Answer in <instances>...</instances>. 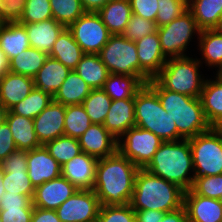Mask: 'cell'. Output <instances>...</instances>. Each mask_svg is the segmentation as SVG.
Wrapping results in <instances>:
<instances>
[{"instance_id":"cell-1","label":"cell","mask_w":222,"mask_h":222,"mask_svg":"<svg viewBox=\"0 0 222 222\" xmlns=\"http://www.w3.org/2000/svg\"><path fill=\"white\" fill-rule=\"evenodd\" d=\"M139 169L118 150L111 156L98 159L93 191L100 204H129Z\"/></svg>"},{"instance_id":"cell-2","label":"cell","mask_w":222,"mask_h":222,"mask_svg":"<svg viewBox=\"0 0 222 222\" xmlns=\"http://www.w3.org/2000/svg\"><path fill=\"white\" fill-rule=\"evenodd\" d=\"M144 169L184 191L190 190L195 174L189 139L163 142Z\"/></svg>"},{"instance_id":"cell-3","label":"cell","mask_w":222,"mask_h":222,"mask_svg":"<svg viewBox=\"0 0 222 222\" xmlns=\"http://www.w3.org/2000/svg\"><path fill=\"white\" fill-rule=\"evenodd\" d=\"M147 84L157 93L163 109L174 120L178 140L190 139L211 128L204 115L199 97H189L164 89L154 78Z\"/></svg>"},{"instance_id":"cell-4","label":"cell","mask_w":222,"mask_h":222,"mask_svg":"<svg viewBox=\"0 0 222 222\" xmlns=\"http://www.w3.org/2000/svg\"><path fill=\"white\" fill-rule=\"evenodd\" d=\"M184 190L177 184L140 168L130 201L134 210L171 212L183 206Z\"/></svg>"},{"instance_id":"cell-5","label":"cell","mask_w":222,"mask_h":222,"mask_svg":"<svg viewBox=\"0 0 222 222\" xmlns=\"http://www.w3.org/2000/svg\"><path fill=\"white\" fill-rule=\"evenodd\" d=\"M190 56L168 58L154 79L169 91L194 98L200 97L207 77L202 74L201 68L204 66L197 56Z\"/></svg>"},{"instance_id":"cell-6","label":"cell","mask_w":222,"mask_h":222,"mask_svg":"<svg viewBox=\"0 0 222 222\" xmlns=\"http://www.w3.org/2000/svg\"><path fill=\"white\" fill-rule=\"evenodd\" d=\"M135 126L151 131L165 141H177V126L169 116L157 93L145 84L134 99Z\"/></svg>"},{"instance_id":"cell-7","label":"cell","mask_w":222,"mask_h":222,"mask_svg":"<svg viewBox=\"0 0 222 222\" xmlns=\"http://www.w3.org/2000/svg\"><path fill=\"white\" fill-rule=\"evenodd\" d=\"M195 176L222 174V128L211 127L189 139Z\"/></svg>"},{"instance_id":"cell-8","label":"cell","mask_w":222,"mask_h":222,"mask_svg":"<svg viewBox=\"0 0 222 222\" xmlns=\"http://www.w3.org/2000/svg\"><path fill=\"white\" fill-rule=\"evenodd\" d=\"M192 13L187 10L169 24L158 27L162 52L167 58L188 56V46L200 34ZM197 36V37H196ZM196 37V38H195ZM187 49V50H186Z\"/></svg>"},{"instance_id":"cell-9","label":"cell","mask_w":222,"mask_h":222,"mask_svg":"<svg viewBox=\"0 0 222 222\" xmlns=\"http://www.w3.org/2000/svg\"><path fill=\"white\" fill-rule=\"evenodd\" d=\"M110 73L139 77V60L135 42L122 34L111 35L99 52Z\"/></svg>"},{"instance_id":"cell-10","label":"cell","mask_w":222,"mask_h":222,"mask_svg":"<svg viewBox=\"0 0 222 222\" xmlns=\"http://www.w3.org/2000/svg\"><path fill=\"white\" fill-rule=\"evenodd\" d=\"M164 141L149 130L131 127L117 140V150L139 168H145Z\"/></svg>"},{"instance_id":"cell-11","label":"cell","mask_w":222,"mask_h":222,"mask_svg":"<svg viewBox=\"0 0 222 222\" xmlns=\"http://www.w3.org/2000/svg\"><path fill=\"white\" fill-rule=\"evenodd\" d=\"M84 54H99L112 35L98 13L85 12L67 27Z\"/></svg>"},{"instance_id":"cell-12","label":"cell","mask_w":222,"mask_h":222,"mask_svg":"<svg viewBox=\"0 0 222 222\" xmlns=\"http://www.w3.org/2000/svg\"><path fill=\"white\" fill-rule=\"evenodd\" d=\"M100 207L93 190L78 189L55 211L61 222H97Z\"/></svg>"},{"instance_id":"cell-13","label":"cell","mask_w":222,"mask_h":222,"mask_svg":"<svg viewBox=\"0 0 222 222\" xmlns=\"http://www.w3.org/2000/svg\"><path fill=\"white\" fill-rule=\"evenodd\" d=\"M139 60V78L147 84L163 68L167 57L162 52L157 31L135 42Z\"/></svg>"},{"instance_id":"cell-14","label":"cell","mask_w":222,"mask_h":222,"mask_svg":"<svg viewBox=\"0 0 222 222\" xmlns=\"http://www.w3.org/2000/svg\"><path fill=\"white\" fill-rule=\"evenodd\" d=\"M27 174L36 188L61 176V165L49 154L44 145L27 151Z\"/></svg>"},{"instance_id":"cell-15","label":"cell","mask_w":222,"mask_h":222,"mask_svg":"<svg viewBox=\"0 0 222 222\" xmlns=\"http://www.w3.org/2000/svg\"><path fill=\"white\" fill-rule=\"evenodd\" d=\"M77 190L66 178L60 176L37 186L34 190L32 204L34 207L56 210Z\"/></svg>"},{"instance_id":"cell-16","label":"cell","mask_w":222,"mask_h":222,"mask_svg":"<svg viewBox=\"0 0 222 222\" xmlns=\"http://www.w3.org/2000/svg\"><path fill=\"white\" fill-rule=\"evenodd\" d=\"M98 158L84 152L61 166V176L77 189L93 190Z\"/></svg>"},{"instance_id":"cell-17","label":"cell","mask_w":222,"mask_h":222,"mask_svg":"<svg viewBox=\"0 0 222 222\" xmlns=\"http://www.w3.org/2000/svg\"><path fill=\"white\" fill-rule=\"evenodd\" d=\"M183 206L188 222H222V203L218 199L184 191Z\"/></svg>"},{"instance_id":"cell-18","label":"cell","mask_w":222,"mask_h":222,"mask_svg":"<svg viewBox=\"0 0 222 222\" xmlns=\"http://www.w3.org/2000/svg\"><path fill=\"white\" fill-rule=\"evenodd\" d=\"M65 105L52 102L33 119L39 142H46L64 135Z\"/></svg>"},{"instance_id":"cell-19","label":"cell","mask_w":222,"mask_h":222,"mask_svg":"<svg viewBox=\"0 0 222 222\" xmlns=\"http://www.w3.org/2000/svg\"><path fill=\"white\" fill-rule=\"evenodd\" d=\"M78 141L82 152L98 159L117 151V139L102 124L92 123Z\"/></svg>"},{"instance_id":"cell-20","label":"cell","mask_w":222,"mask_h":222,"mask_svg":"<svg viewBox=\"0 0 222 222\" xmlns=\"http://www.w3.org/2000/svg\"><path fill=\"white\" fill-rule=\"evenodd\" d=\"M214 75L206 78L199 98L210 126L222 128V79Z\"/></svg>"},{"instance_id":"cell-21","label":"cell","mask_w":222,"mask_h":222,"mask_svg":"<svg viewBox=\"0 0 222 222\" xmlns=\"http://www.w3.org/2000/svg\"><path fill=\"white\" fill-rule=\"evenodd\" d=\"M25 26L30 47L45 52L48 55L60 33L66 28L54 18L36 23H20Z\"/></svg>"},{"instance_id":"cell-22","label":"cell","mask_w":222,"mask_h":222,"mask_svg":"<svg viewBox=\"0 0 222 222\" xmlns=\"http://www.w3.org/2000/svg\"><path fill=\"white\" fill-rule=\"evenodd\" d=\"M103 125L117 140L134 127V99L112 100Z\"/></svg>"},{"instance_id":"cell-23","label":"cell","mask_w":222,"mask_h":222,"mask_svg":"<svg viewBox=\"0 0 222 222\" xmlns=\"http://www.w3.org/2000/svg\"><path fill=\"white\" fill-rule=\"evenodd\" d=\"M34 88V79L21 74L7 72L0 79V103L7 110L22 101Z\"/></svg>"},{"instance_id":"cell-24","label":"cell","mask_w":222,"mask_h":222,"mask_svg":"<svg viewBox=\"0 0 222 222\" xmlns=\"http://www.w3.org/2000/svg\"><path fill=\"white\" fill-rule=\"evenodd\" d=\"M197 50L202 56L199 62L205 68L214 69L218 73L222 69V33L219 29L201 30L198 37Z\"/></svg>"},{"instance_id":"cell-25","label":"cell","mask_w":222,"mask_h":222,"mask_svg":"<svg viewBox=\"0 0 222 222\" xmlns=\"http://www.w3.org/2000/svg\"><path fill=\"white\" fill-rule=\"evenodd\" d=\"M70 72L71 70L60 61L48 56L44 65L33 78L34 87L49 93L53 97Z\"/></svg>"},{"instance_id":"cell-26","label":"cell","mask_w":222,"mask_h":222,"mask_svg":"<svg viewBox=\"0 0 222 222\" xmlns=\"http://www.w3.org/2000/svg\"><path fill=\"white\" fill-rule=\"evenodd\" d=\"M6 122L10 127L17 149L30 151L42 146L35 133L33 119L19 116L8 110Z\"/></svg>"},{"instance_id":"cell-27","label":"cell","mask_w":222,"mask_h":222,"mask_svg":"<svg viewBox=\"0 0 222 222\" xmlns=\"http://www.w3.org/2000/svg\"><path fill=\"white\" fill-rule=\"evenodd\" d=\"M188 10L200 30L219 28L222 21V0H188Z\"/></svg>"},{"instance_id":"cell-28","label":"cell","mask_w":222,"mask_h":222,"mask_svg":"<svg viewBox=\"0 0 222 222\" xmlns=\"http://www.w3.org/2000/svg\"><path fill=\"white\" fill-rule=\"evenodd\" d=\"M0 48L9 58L30 48L25 26L18 22H6L0 28Z\"/></svg>"},{"instance_id":"cell-29","label":"cell","mask_w":222,"mask_h":222,"mask_svg":"<svg viewBox=\"0 0 222 222\" xmlns=\"http://www.w3.org/2000/svg\"><path fill=\"white\" fill-rule=\"evenodd\" d=\"M112 35L122 34L126 28L132 9L129 0H110L97 12Z\"/></svg>"},{"instance_id":"cell-30","label":"cell","mask_w":222,"mask_h":222,"mask_svg":"<svg viewBox=\"0 0 222 222\" xmlns=\"http://www.w3.org/2000/svg\"><path fill=\"white\" fill-rule=\"evenodd\" d=\"M83 55L84 52L73 38L72 33L65 28L55 41L49 57L60 61L70 70H74Z\"/></svg>"},{"instance_id":"cell-31","label":"cell","mask_w":222,"mask_h":222,"mask_svg":"<svg viewBox=\"0 0 222 222\" xmlns=\"http://www.w3.org/2000/svg\"><path fill=\"white\" fill-rule=\"evenodd\" d=\"M91 90L92 88L74 70H71L54 94L53 101L65 106L82 104Z\"/></svg>"},{"instance_id":"cell-32","label":"cell","mask_w":222,"mask_h":222,"mask_svg":"<svg viewBox=\"0 0 222 222\" xmlns=\"http://www.w3.org/2000/svg\"><path fill=\"white\" fill-rule=\"evenodd\" d=\"M144 85L137 76L110 73L102 89L112 100L135 99V95Z\"/></svg>"},{"instance_id":"cell-33","label":"cell","mask_w":222,"mask_h":222,"mask_svg":"<svg viewBox=\"0 0 222 222\" xmlns=\"http://www.w3.org/2000/svg\"><path fill=\"white\" fill-rule=\"evenodd\" d=\"M74 71L92 89H102L110 74L99 54H84Z\"/></svg>"},{"instance_id":"cell-34","label":"cell","mask_w":222,"mask_h":222,"mask_svg":"<svg viewBox=\"0 0 222 222\" xmlns=\"http://www.w3.org/2000/svg\"><path fill=\"white\" fill-rule=\"evenodd\" d=\"M48 56L47 53L30 47L9 60V72L34 78Z\"/></svg>"},{"instance_id":"cell-35","label":"cell","mask_w":222,"mask_h":222,"mask_svg":"<svg viewBox=\"0 0 222 222\" xmlns=\"http://www.w3.org/2000/svg\"><path fill=\"white\" fill-rule=\"evenodd\" d=\"M53 100V97L41 89L34 87L22 101L15 104L9 110L19 116L34 119Z\"/></svg>"},{"instance_id":"cell-36","label":"cell","mask_w":222,"mask_h":222,"mask_svg":"<svg viewBox=\"0 0 222 222\" xmlns=\"http://www.w3.org/2000/svg\"><path fill=\"white\" fill-rule=\"evenodd\" d=\"M91 124L82 104L65 106L64 135L78 139Z\"/></svg>"},{"instance_id":"cell-37","label":"cell","mask_w":222,"mask_h":222,"mask_svg":"<svg viewBox=\"0 0 222 222\" xmlns=\"http://www.w3.org/2000/svg\"><path fill=\"white\" fill-rule=\"evenodd\" d=\"M44 146L61 166L82 153L78 139L66 135L48 141Z\"/></svg>"},{"instance_id":"cell-38","label":"cell","mask_w":222,"mask_h":222,"mask_svg":"<svg viewBox=\"0 0 222 222\" xmlns=\"http://www.w3.org/2000/svg\"><path fill=\"white\" fill-rule=\"evenodd\" d=\"M112 99L103 89H92L82 105L92 123L102 124L108 114Z\"/></svg>"},{"instance_id":"cell-39","label":"cell","mask_w":222,"mask_h":222,"mask_svg":"<svg viewBox=\"0 0 222 222\" xmlns=\"http://www.w3.org/2000/svg\"><path fill=\"white\" fill-rule=\"evenodd\" d=\"M53 18L66 28L85 13L80 0H50Z\"/></svg>"},{"instance_id":"cell-40","label":"cell","mask_w":222,"mask_h":222,"mask_svg":"<svg viewBox=\"0 0 222 222\" xmlns=\"http://www.w3.org/2000/svg\"><path fill=\"white\" fill-rule=\"evenodd\" d=\"M3 187L5 192L29 196L34 195V186L27 174V170L3 171Z\"/></svg>"},{"instance_id":"cell-41","label":"cell","mask_w":222,"mask_h":222,"mask_svg":"<svg viewBox=\"0 0 222 222\" xmlns=\"http://www.w3.org/2000/svg\"><path fill=\"white\" fill-rule=\"evenodd\" d=\"M156 26L161 27L181 16L188 10L187 0H158Z\"/></svg>"},{"instance_id":"cell-42","label":"cell","mask_w":222,"mask_h":222,"mask_svg":"<svg viewBox=\"0 0 222 222\" xmlns=\"http://www.w3.org/2000/svg\"><path fill=\"white\" fill-rule=\"evenodd\" d=\"M52 18L50 0H26L24 12L18 23H36Z\"/></svg>"},{"instance_id":"cell-43","label":"cell","mask_w":222,"mask_h":222,"mask_svg":"<svg viewBox=\"0 0 222 222\" xmlns=\"http://www.w3.org/2000/svg\"><path fill=\"white\" fill-rule=\"evenodd\" d=\"M157 31L156 22L132 14L122 35L133 42Z\"/></svg>"},{"instance_id":"cell-44","label":"cell","mask_w":222,"mask_h":222,"mask_svg":"<svg viewBox=\"0 0 222 222\" xmlns=\"http://www.w3.org/2000/svg\"><path fill=\"white\" fill-rule=\"evenodd\" d=\"M97 222H135L134 209L127 205H101Z\"/></svg>"},{"instance_id":"cell-45","label":"cell","mask_w":222,"mask_h":222,"mask_svg":"<svg viewBox=\"0 0 222 222\" xmlns=\"http://www.w3.org/2000/svg\"><path fill=\"white\" fill-rule=\"evenodd\" d=\"M191 189L197 195L218 199L222 193V174L213 176H195Z\"/></svg>"},{"instance_id":"cell-46","label":"cell","mask_w":222,"mask_h":222,"mask_svg":"<svg viewBox=\"0 0 222 222\" xmlns=\"http://www.w3.org/2000/svg\"><path fill=\"white\" fill-rule=\"evenodd\" d=\"M26 0H0V19L6 22H18L24 12Z\"/></svg>"},{"instance_id":"cell-47","label":"cell","mask_w":222,"mask_h":222,"mask_svg":"<svg viewBox=\"0 0 222 222\" xmlns=\"http://www.w3.org/2000/svg\"><path fill=\"white\" fill-rule=\"evenodd\" d=\"M131 4L132 14L139 15L144 19L151 21L156 20L158 12V0H129Z\"/></svg>"},{"instance_id":"cell-48","label":"cell","mask_w":222,"mask_h":222,"mask_svg":"<svg viewBox=\"0 0 222 222\" xmlns=\"http://www.w3.org/2000/svg\"><path fill=\"white\" fill-rule=\"evenodd\" d=\"M2 171L27 170V151L15 150L0 163Z\"/></svg>"},{"instance_id":"cell-49","label":"cell","mask_w":222,"mask_h":222,"mask_svg":"<svg viewBox=\"0 0 222 222\" xmlns=\"http://www.w3.org/2000/svg\"><path fill=\"white\" fill-rule=\"evenodd\" d=\"M34 208H0L2 222H31Z\"/></svg>"},{"instance_id":"cell-50","label":"cell","mask_w":222,"mask_h":222,"mask_svg":"<svg viewBox=\"0 0 222 222\" xmlns=\"http://www.w3.org/2000/svg\"><path fill=\"white\" fill-rule=\"evenodd\" d=\"M15 150H17V147L13 140L12 132L8 123L5 121L0 125V163Z\"/></svg>"},{"instance_id":"cell-51","label":"cell","mask_w":222,"mask_h":222,"mask_svg":"<svg viewBox=\"0 0 222 222\" xmlns=\"http://www.w3.org/2000/svg\"><path fill=\"white\" fill-rule=\"evenodd\" d=\"M0 208H34L29 196L5 192L1 196Z\"/></svg>"},{"instance_id":"cell-52","label":"cell","mask_w":222,"mask_h":222,"mask_svg":"<svg viewBox=\"0 0 222 222\" xmlns=\"http://www.w3.org/2000/svg\"><path fill=\"white\" fill-rule=\"evenodd\" d=\"M31 222H61L55 210L34 207Z\"/></svg>"},{"instance_id":"cell-53","label":"cell","mask_w":222,"mask_h":222,"mask_svg":"<svg viewBox=\"0 0 222 222\" xmlns=\"http://www.w3.org/2000/svg\"><path fill=\"white\" fill-rule=\"evenodd\" d=\"M135 222H161L165 212L158 210H134Z\"/></svg>"},{"instance_id":"cell-54","label":"cell","mask_w":222,"mask_h":222,"mask_svg":"<svg viewBox=\"0 0 222 222\" xmlns=\"http://www.w3.org/2000/svg\"><path fill=\"white\" fill-rule=\"evenodd\" d=\"M161 222H188L184 206L171 212H165Z\"/></svg>"},{"instance_id":"cell-55","label":"cell","mask_w":222,"mask_h":222,"mask_svg":"<svg viewBox=\"0 0 222 222\" xmlns=\"http://www.w3.org/2000/svg\"><path fill=\"white\" fill-rule=\"evenodd\" d=\"M80 1L85 12L97 13L110 0H80Z\"/></svg>"},{"instance_id":"cell-56","label":"cell","mask_w":222,"mask_h":222,"mask_svg":"<svg viewBox=\"0 0 222 222\" xmlns=\"http://www.w3.org/2000/svg\"><path fill=\"white\" fill-rule=\"evenodd\" d=\"M10 61L9 58L5 55V53L0 48V79L9 72Z\"/></svg>"},{"instance_id":"cell-57","label":"cell","mask_w":222,"mask_h":222,"mask_svg":"<svg viewBox=\"0 0 222 222\" xmlns=\"http://www.w3.org/2000/svg\"><path fill=\"white\" fill-rule=\"evenodd\" d=\"M7 112L8 110L5 108V106L0 103V125L6 121Z\"/></svg>"},{"instance_id":"cell-58","label":"cell","mask_w":222,"mask_h":222,"mask_svg":"<svg viewBox=\"0 0 222 222\" xmlns=\"http://www.w3.org/2000/svg\"><path fill=\"white\" fill-rule=\"evenodd\" d=\"M5 193V189L3 187V171L0 168V200L1 196Z\"/></svg>"},{"instance_id":"cell-59","label":"cell","mask_w":222,"mask_h":222,"mask_svg":"<svg viewBox=\"0 0 222 222\" xmlns=\"http://www.w3.org/2000/svg\"><path fill=\"white\" fill-rule=\"evenodd\" d=\"M216 74L222 79V69Z\"/></svg>"},{"instance_id":"cell-60","label":"cell","mask_w":222,"mask_h":222,"mask_svg":"<svg viewBox=\"0 0 222 222\" xmlns=\"http://www.w3.org/2000/svg\"><path fill=\"white\" fill-rule=\"evenodd\" d=\"M218 200L222 203V193L220 194Z\"/></svg>"},{"instance_id":"cell-61","label":"cell","mask_w":222,"mask_h":222,"mask_svg":"<svg viewBox=\"0 0 222 222\" xmlns=\"http://www.w3.org/2000/svg\"><path fill=\"white\" fill-rule=\"evenodd\" d=\"M220 31H221V33H222V21H221V24H220V26H219V28H218Z\"/></svg>"},{"instance_id":"cell-62","label":"cell","mask_w":222,"mask_h":222,"mask_svg":"<svg viewBox=\"0 0 222 222\" xmlns=\"http://www.w3.org/2000/svg\"><path fill=\"white\" fill-rule=\"evenodd\" d=\"M3 21L0 19V28H1V26L3 25Z\"/></svg>"}]
</instances>
